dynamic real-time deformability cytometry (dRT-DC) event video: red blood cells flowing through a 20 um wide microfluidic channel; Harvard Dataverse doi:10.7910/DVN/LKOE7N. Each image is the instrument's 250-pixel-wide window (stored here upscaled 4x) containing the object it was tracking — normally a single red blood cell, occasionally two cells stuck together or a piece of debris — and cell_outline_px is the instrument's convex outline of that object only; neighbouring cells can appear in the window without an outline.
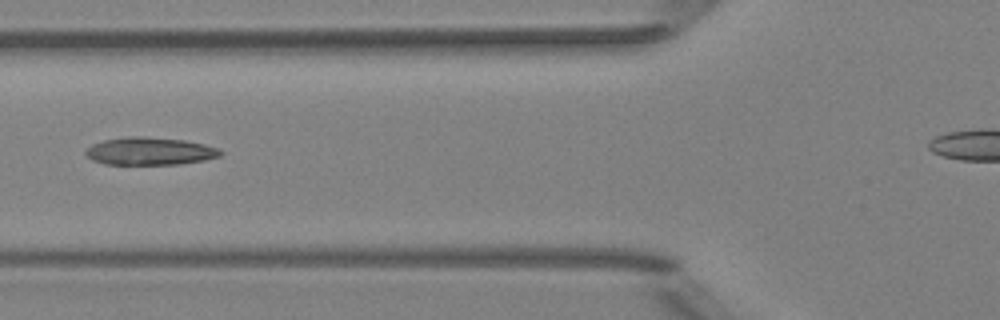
{"species": "Egyptian fruit bat (a non-hibernating species)", "species_latin": "Rousettus aegyptiacus", "temperature_condition": "room temperature", "stored_images_in_passage": 4, "camera_frame_rate_fps": 3000, "um_per_image_px": 0.085, "animal": {"sex": "female"}, "frame": {"image": 1, "passage_image": 4, "time_ms": 4.333, "image_size_px": [1000, 320], "cell_outline_px": [[224, 152], [220, 156], [204, 160], [180, 164], [104, 164], [92, 160], [84, 152], [92, 144], [104, 140], [128, 136], [144, 136], [184, 140], [204, 144], [220, 148]], "centroid_in_image_um": [12.76, 12.84], "position_along_channel_um": 113.0, "area_um2": 21.79}}